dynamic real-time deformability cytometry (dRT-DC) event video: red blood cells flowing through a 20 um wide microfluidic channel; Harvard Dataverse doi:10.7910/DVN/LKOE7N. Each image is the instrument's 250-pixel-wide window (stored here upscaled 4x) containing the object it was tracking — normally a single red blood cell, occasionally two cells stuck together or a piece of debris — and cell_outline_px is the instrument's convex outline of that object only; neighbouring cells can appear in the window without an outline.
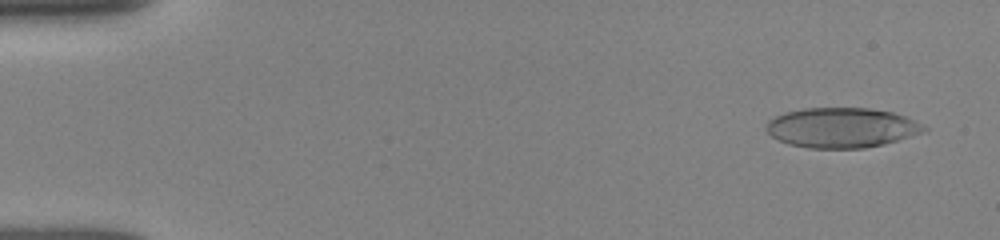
{"species": "human", "species_latin": "Homo sapiens", "temperature_condition": "room temperature", "stored_images_in_passage": 51, "camera_frame_rate_fps": 3000, "um_per_image_px": 0.085, "donor": {"sex": "female"}, "frame": {"image": 1, "passage_image": 3, "time_ms": 0.667, "image_size_px": [1000, 240], "cell_outline_px": [[928, 128], [920, 132], [884, 144], [864, 148], [808, 148], [788, 144], [776, 140], [764, 128], [768, 120], [784, 112], [804, 108], [868, 108], [892, 112], [904, 116], [924, 124]], "centroid_in_image_um": [71.48, 10.85], "position_along_channel_um": 13.5, "area_um2": 36.65}}
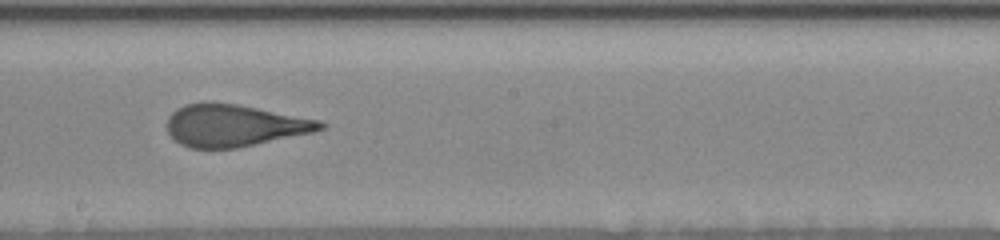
{"frame": {"image": 2, "passage_image": 29, "time_ms": 9.333, "image_size_px": [1000, 240], "cell_outline_px": [[328, 124], [324, 128], [312, 132], [236, 148], [192, 148], [180, 144], [168, 132], [168, 116], [176, 108], [184, 104], [204, 100], [208, 100], [236, 104], [320, 120]], "centroid_in_image_um": [19.87, 10.64], "position_along_channel_um": 228.3, "area_um2": 37.57}}
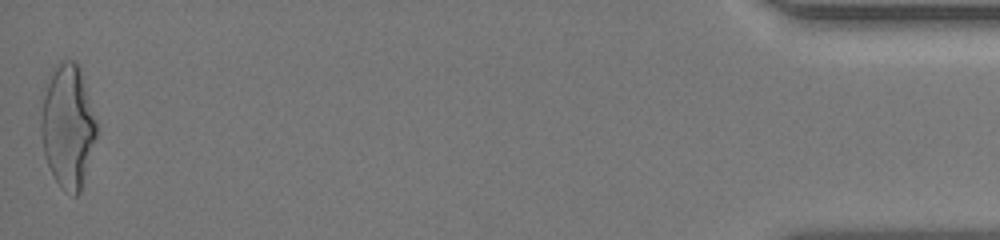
{"frame": {"image": 3, "passage_image": 51, "time_ms": 16.667, "image_size_px": [1000, 240], "cell_outline_px": [[96, 136], [80, 192], [76, 196], [72, 196], [60, 188], [52, 176], [44, 156], [40, 132], [40, 120], [44, 96], [48, 84], [60, 60], [76, 60], [80, 68], [96, 124]], "centroid_in_image_um": [5.74, 10.8], "position_along_channel_um": 429.5, "area_um2": 39.3}, "authors_computed_cell_mechanics": {"area_um2": 37.7434, "velocity_mm_per_s": 3.9215, "shape_relaxation_time_tau1_ms": 4.551, "shape_relaxation_time_tau2_ms": 0.6598, "deformation_change_tau1": 0.2136, "deformation_change_tau2": 0.1029}}